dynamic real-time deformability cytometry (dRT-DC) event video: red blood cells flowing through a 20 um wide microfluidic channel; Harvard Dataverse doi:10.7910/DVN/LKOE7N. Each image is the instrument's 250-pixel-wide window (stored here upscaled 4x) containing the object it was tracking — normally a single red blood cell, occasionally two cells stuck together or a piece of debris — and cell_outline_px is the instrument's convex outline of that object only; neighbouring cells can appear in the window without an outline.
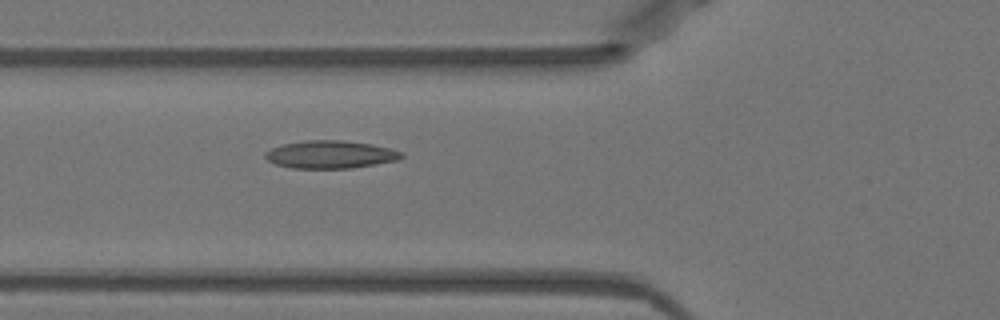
{"species": "Egyptian fruit bat (a non-hibernating species)", "species_latin": "Rousettus aegyptiacus", "temperature_condition": "warm", "stored_images_in_passage": 38, "camera_frame_rate_fps": 3000, "um_per_image_px": 0.085, "animal": {"sex": "female"}, "frame": {"image": 1, "passage_image": 6, "time_ms": 1.667, "image_size_px": [1000, 320], "cell_outline_px": [[404, 156], [396, 160], [376, 164], [352, 168], [292, 168], [276, 164], [268, 160], [264, 156], [264, 152], [272, 148], [284, 144], [304, 140], [344, 140], [372, 144], [404, 152]], "centroid_in_image_um": [28.09, 13.13], "position_along_channel_um": 97.7, "area_um2": 22.02}}
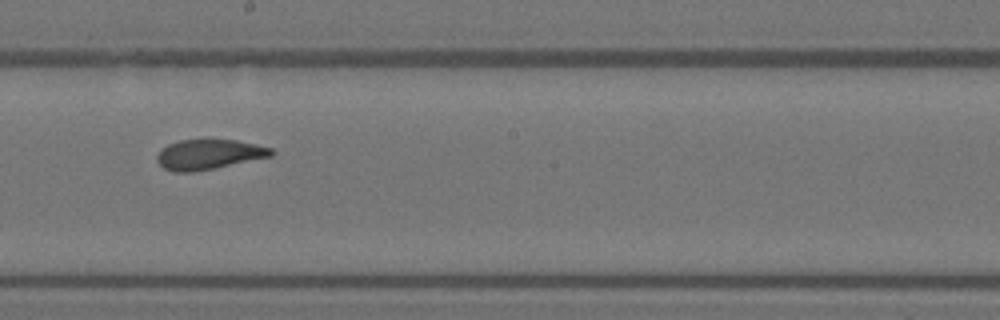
{"frame": {"image": 2, "passage_image": 16, "time_ms": 5.0, "image_size_px": [1000, 320], "cell_outline_px": [[276, 152], [272, 156], [196, 172], [172, 172], [164, 168], [156, 160], [156, 156], [168, 144], [180, 140], [236, 140], [256, 144], [272, 148]], "centroid_in_image_um": [17.77, 13.13], "position_along_channel_um": 230.4, "area_um2": 19.94}}
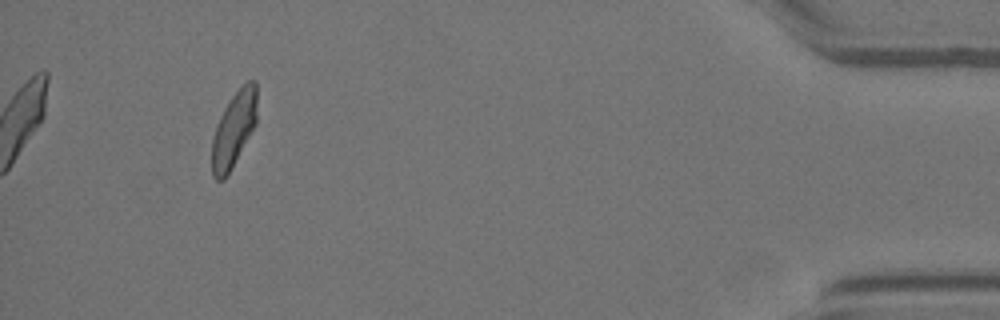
{"frame": {"image": 3, "passage_image": 35, "time_ms": 11.333, "image_size_px": [1000, 320], "cell_outline_px": [[256, 124], [232, 168], [224, 180], [216, 180], [212, 176], [212, 140], [216, 124], [224, 108], [232, 96], [248, 80], [256, 80]], "centroid_in_image_um": [19.86, 11.02], "position_along_channel_um": 415.3, "area_um2": 19.71}, "authors_computed_cell_mechanics": {"area_um2": 20.3745, "velocity_mm_per_s": 3.9676, "shape_relaxation_time_tau1_ms": null, "shape_relaxation_time_tau2_ms": 1.4391, "deformation_change_tau1": null, "deformation_change_tau2": 0.0814}}